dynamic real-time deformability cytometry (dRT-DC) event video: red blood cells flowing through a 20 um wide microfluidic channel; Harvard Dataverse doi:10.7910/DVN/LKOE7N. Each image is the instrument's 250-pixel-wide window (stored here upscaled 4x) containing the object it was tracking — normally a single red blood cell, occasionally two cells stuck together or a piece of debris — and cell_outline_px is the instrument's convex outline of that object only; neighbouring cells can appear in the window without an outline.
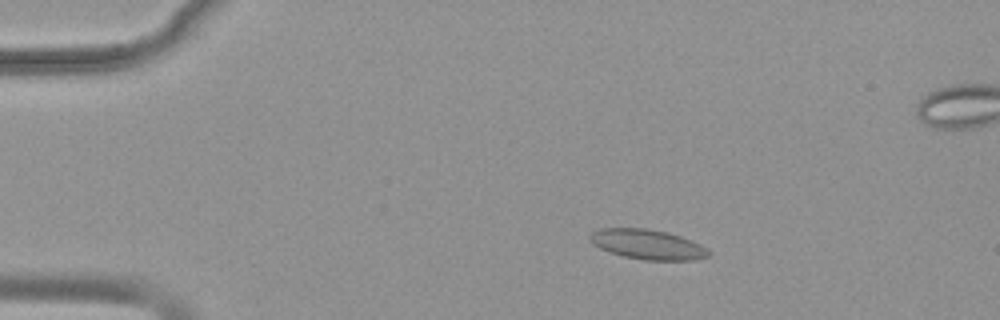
{"species": "common noctule bat (a hibernating species)", "species_latin": "Nyctalus noctula", "temperature_condition": "warm", "stored_images_in_passage": 54, "segment_of_instrument_passage": [1, 2], "camera_frame_rate_fps": 3000, "um_per_image_px": 0.085, "animal": {"sex": "female", "body_mass_g": 19.9}, "frame": {"image": 1, "passage_image": 8, "time_ms": 2.333, "image_size_px": [1000, 320], "cell_outline_px": [[712, 252], [708, 256], [692, 260], [644, 260], [624, 256], [600, 248], [592, 244], [588, 240], [588, 236], [592, 232], [600, 228], [644, 228], [668, 232], [680, 236], [700, 244]], "centroid_in_image_um": [55.02, 20.76], "position_along_channel_um": 30.0, "area_um2": 20.63}}
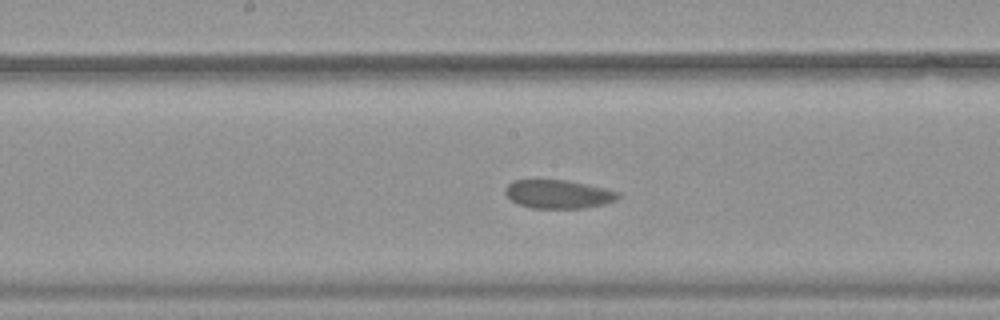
{"frame": {"image": 2, "passage_image": 27, "time_ms": 8.667, "image_size_px": [1000, 320], "cell_outline_px": [[620, 196], [616, 200], [604, 204], [584, 208], [532, 208], [516, 204], [504, 192], [504, 188], [512, 180], [568, 180], [604, 188], [620, 192]], "centroid_in_image_um": [47.44, 16.5], "position_along_channel_um": 200.8, "area_um2": 18.84}}
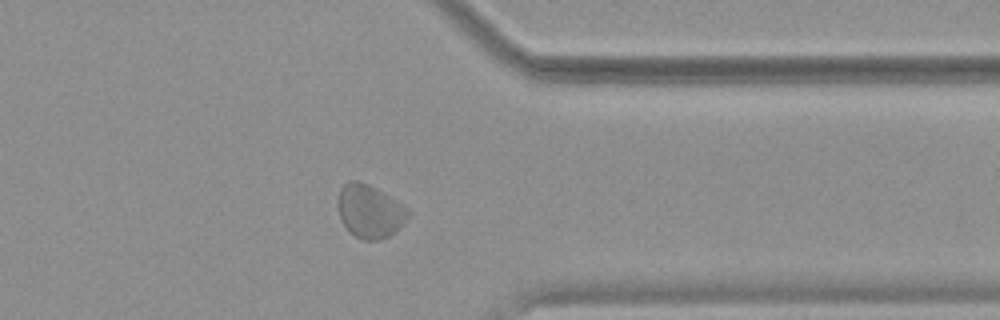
{"frame": {"image": 3, "passage_image": 42, "time_ms": 13.667, "image_size_px": [1000, 320], "cell_outline_px": [[408, 216], [400, 228], [388, 236], [380, 240], [360, 240], [348, 232], [340, 220], [336, 204], [340, 188], [348, 180], [356, 180], [368, 184], [388, 196], [400, 204], [408, 212]], "centroid_in_image_um": [31.34, 17.98], "position_along_channel_um": 380.1, "area_um2": 21.73}}